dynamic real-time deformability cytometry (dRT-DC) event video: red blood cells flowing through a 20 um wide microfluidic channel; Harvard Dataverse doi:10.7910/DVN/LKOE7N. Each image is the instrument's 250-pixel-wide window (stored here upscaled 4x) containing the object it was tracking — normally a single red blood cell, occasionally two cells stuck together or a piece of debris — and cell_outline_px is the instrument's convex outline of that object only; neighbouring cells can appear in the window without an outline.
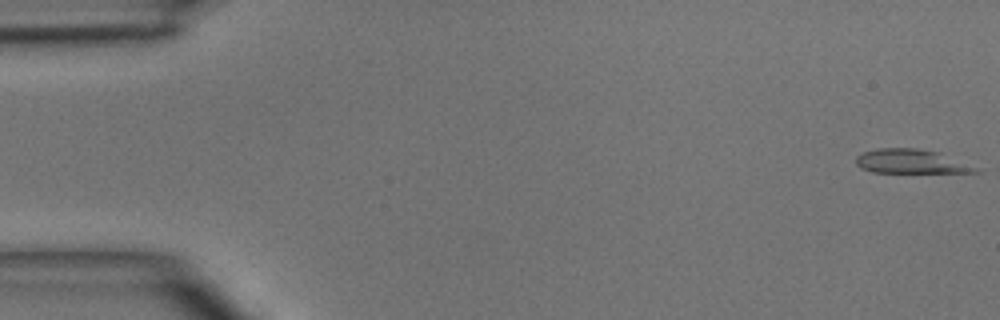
{"species": "common noctule bat (a hibernating species)", "species_latin": "Nyctalus noctula", "temperature_condition": "room temperature", "stored_images_in_passage": 4, "camera_frame_rate_fps": 3000, "um_per_image_px": 0.085, "animal": {"sex": "male", "body_mass_g": 15.6}, "frame": {"image": 1, "passage_image": 1, "time_ms": 0.0, "image_size_px": [1000, 320], "cell_outline_px": [[980, 172], [872, 172], [860, 168], [856, 164], [856, 156], [864, 152], [880, 148], [916, 148], [940, 152], [976, 168]], "centroid_in_image_um": [77.36, 13.72], "position_along_channel_um": 7.6, "area_um2": 16.47}}
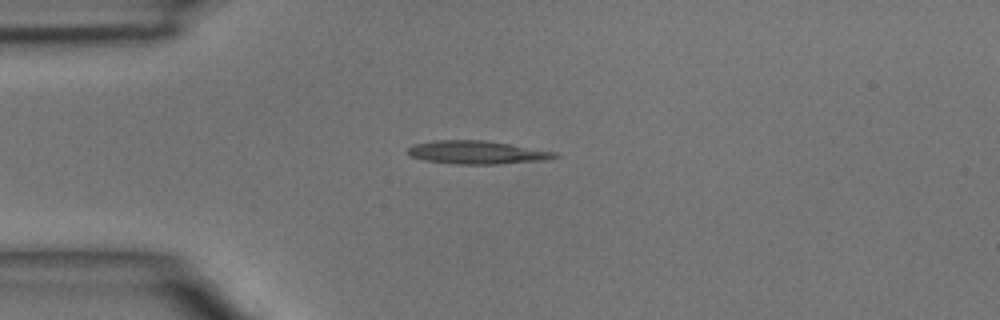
{"frame": {"image": 2, "passage_image": 4, "time_ms": 3.667, "image_size_px": [1000, 320], "cell_outline_px": [[560, 156], [544, 160], [500, 164], [456, 164], [424, 160], [412, 156], [408, 152], [408, 148], [416, 144], [436, 140], [484, 140], [556, 152]], "centroid_in_image_um": [40.56, 12.96], "position_along_channel_um": 44.4, "area_um2": 19.59}}